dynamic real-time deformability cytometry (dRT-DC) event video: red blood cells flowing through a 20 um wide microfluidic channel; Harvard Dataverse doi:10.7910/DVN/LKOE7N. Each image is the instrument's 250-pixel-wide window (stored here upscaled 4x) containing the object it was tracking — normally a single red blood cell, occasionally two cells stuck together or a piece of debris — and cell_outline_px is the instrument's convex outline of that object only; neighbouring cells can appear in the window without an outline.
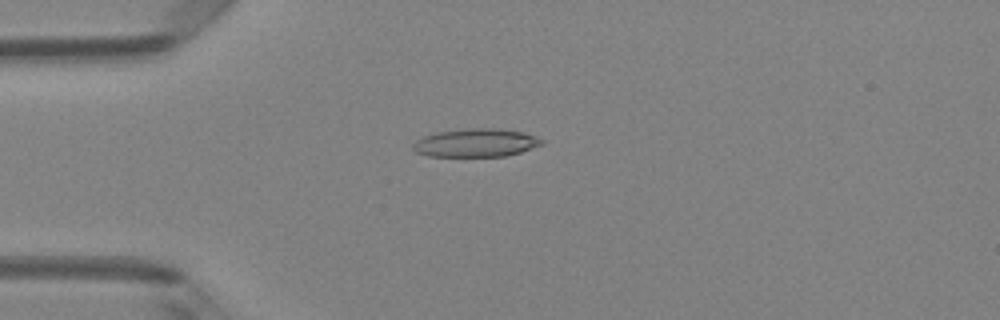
{"species": "Egyptian fruit bat (a non-hibernating species)", "species_latin": "Rousettus aegyptiacus", "temperature_condition": "room temperature", "stored_images_in_passage": 1, "camera_frame_rate_fps": 3000, "um_per_image_px": 0.085, "animal": {"sex": "female"}, "frame": {"image": 1, "passage_image": 1, "time_ms": 0.0, "image_size_px": [1000, 320], "cell_outline_px": [[544, 144], [520, 152], [504, 156], [428, 156], [416, 152], [412, 148], [412, 144], [416, 140], [424, 136], [436, 132], [464, 128], [496, 128], [524, 132], [536, 136], [544, 140]], "centroid_in_image_um": [40.45, 12.13], "position_along_channel_um": 44.5, "area_um2": 21.33}}